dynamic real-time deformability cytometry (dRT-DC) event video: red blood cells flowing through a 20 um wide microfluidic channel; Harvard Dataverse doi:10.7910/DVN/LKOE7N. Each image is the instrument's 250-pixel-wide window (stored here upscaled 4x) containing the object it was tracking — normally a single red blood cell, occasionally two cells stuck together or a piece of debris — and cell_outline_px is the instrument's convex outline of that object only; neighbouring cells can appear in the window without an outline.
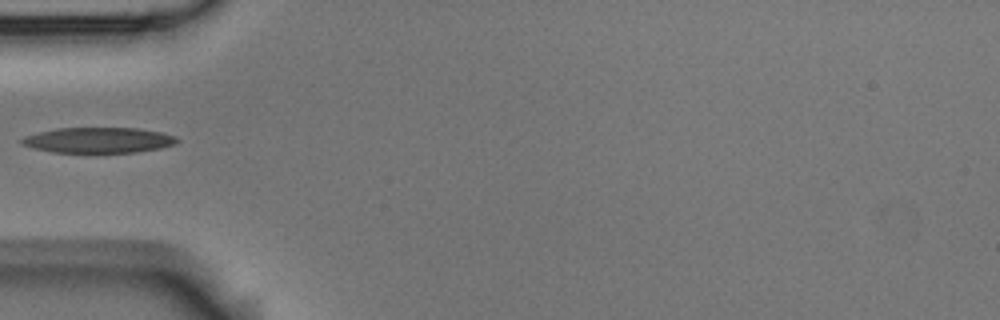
{"species": "Egyptian fruit bat (a non-hibernating species)", "species_latin": "Rousettus aegyptiacus", "temperature_condition": "room temperature", "stored_images_in_passage": 6, "camera_frame_rate_fps": 3000, "um_per_image_px": 0.085, "animal": {"sex": "male"}, "frame": {"image": 1, "passage_image": 5, "time_ms": 1.333, "image_size_px": [1000, 320], "cell_outline_px": [[180, 140], [176, 144], [160, 148], [136, 152], [52, 152], [32, 148], [20, 144], [20, 140], [24, 136], [56, 128], [136, 128], [160, 132], [176, 136]], "centroid_in_image_um": [8.36, 11.91], "position_along_channel_um": 76.6, "area_um2": 23.06}}
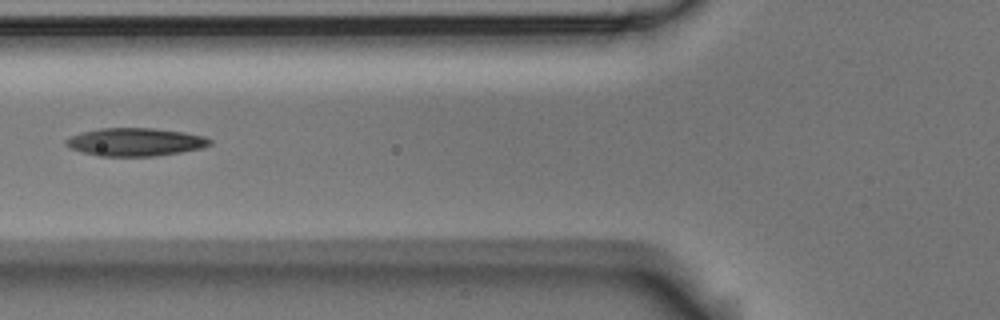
{"frame": {"image": 2, "passage_image": 6, "time_ms": 1.667, "image_size_px": [1000, 320], "cell_outline_px": [[212, 144], [200, 148], [180, 152], [156, 156], [96, 156], [80, 152], [64, 144], [64, 140], [72, 136], [84, 132], [100, 128], [152, 128], [184, 132], [204, 136], [212, 140]], "centroid_in_image_um": [11.49, 12.07], "position_along_channel_um": 114.3, "area_um2": 23.47}}